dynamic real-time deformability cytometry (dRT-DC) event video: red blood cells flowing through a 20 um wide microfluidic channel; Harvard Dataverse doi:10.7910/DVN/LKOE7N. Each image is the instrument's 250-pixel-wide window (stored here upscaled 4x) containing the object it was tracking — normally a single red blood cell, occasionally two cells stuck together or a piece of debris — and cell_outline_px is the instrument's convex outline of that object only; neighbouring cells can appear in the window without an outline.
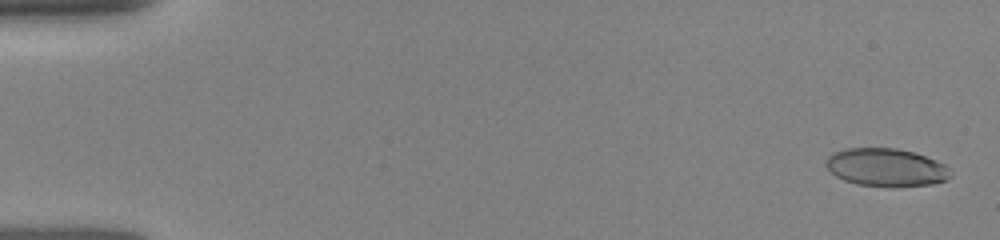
{"species": "human", "species_latin": "Homo sapiens", "temperature_condition": "room temperature", "stored_images_in_passage": 65, "camera_frame_rate_fps": 3000, "um_per_image_px": 0.085, "donor": {"sex": "female"}, "frame": {"image": 1, "passage_image": 2, "time_ms": 0.333, "image_size_px": [1000, 240], "cell_outline_px": [[952, 176], [948, 180], [932, 184], [888, 188], [856, 184], [844, 180], [836, 176], [824, 164], [828, 156], [832, 152], [844, 148], [896, 148], [912, 152], [936, 160], [944, 164], [952, 172]], "centroid_in_image_um": [75.32, 14.24], "position_along_channel_um": 9.7, "area_um2": 27.98}}
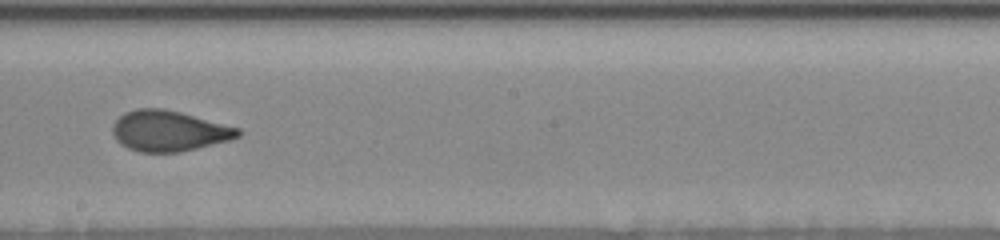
{"frame": {"image": 2, "passage_image": 37, "time_ms": 9.333, "image_size_px": [1000, 240], "cell_outline_px": [[240, 136], [228, 140], [180, 152], [140, 152], [128, 148], [120, 144], [116, 140], [112, 132], [112, 124], [124, 112], [136, 108], [164, 108], [180, 112], [240, 128]], "centroid_in_image_um": [14.31, 11.12], "position_along_channel_um": 233.9, "area_um2": 29.65}}
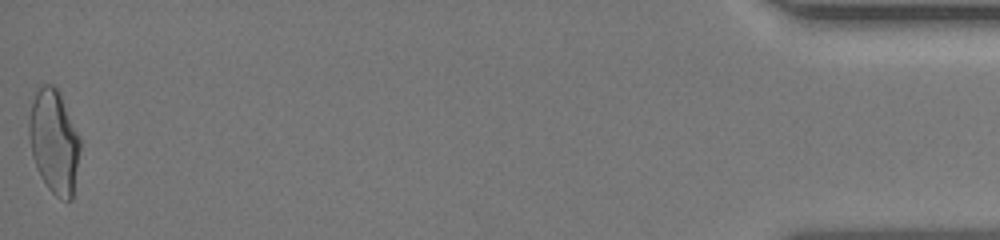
{"frame": {"image": 3, "passage_image": 65, "time_ms": 16.333, "image_size_px": [1000, 240], "cell_outline_px": [[80, 148], [72, 200], [60, 200], [48, 188], [40, 176], [36, 168], [32, 156], [28, 132], [28, 120], [32, 100], [36, 92], [44, 84], [52, 84], [56, 88], [80, 136]], "centroid_in_image_um": [4.58, 12.07], "position_along_channel_um": 430.6, "area_um2": 30.75}}